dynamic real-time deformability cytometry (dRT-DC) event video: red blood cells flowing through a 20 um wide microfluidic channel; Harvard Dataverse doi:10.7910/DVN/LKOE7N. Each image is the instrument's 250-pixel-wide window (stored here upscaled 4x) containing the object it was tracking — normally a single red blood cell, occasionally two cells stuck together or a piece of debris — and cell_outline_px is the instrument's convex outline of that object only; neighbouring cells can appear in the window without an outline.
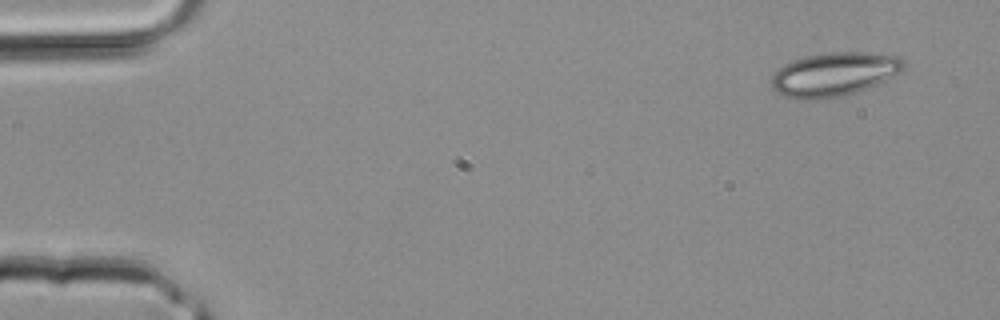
{"species": "common noctule bat (a hibernating species)", "species_latin": "Nyctalus noctula", "temperature_condition": "room temperature", "stored_images_in_passage": 3, "camera_frame_rate_fps": 3000, "um_per_image_px": 0.085, "animal": {"sex": "male", "body_mass_g": 20.4}, "frame": {"image": 1, "passage_image": 3, "time_ms": 0.667, "image_size_px": [1000, 320], "cell_outline_px": [[904, 68], [900, 72], [868, 88], [856, 92], [840, 96], [812, 100], [800, 100], [784, 96], [776, 92], [772, 88], [772, 76], [784, 64], [792, 60], [804, 56], [828, 52], [864, 52], [896, 56], [904, 60]], "centroid_in_image_um": [70.87, 6.31], "position_along_channel_um": 14.1, "area_um2": 33.64}}